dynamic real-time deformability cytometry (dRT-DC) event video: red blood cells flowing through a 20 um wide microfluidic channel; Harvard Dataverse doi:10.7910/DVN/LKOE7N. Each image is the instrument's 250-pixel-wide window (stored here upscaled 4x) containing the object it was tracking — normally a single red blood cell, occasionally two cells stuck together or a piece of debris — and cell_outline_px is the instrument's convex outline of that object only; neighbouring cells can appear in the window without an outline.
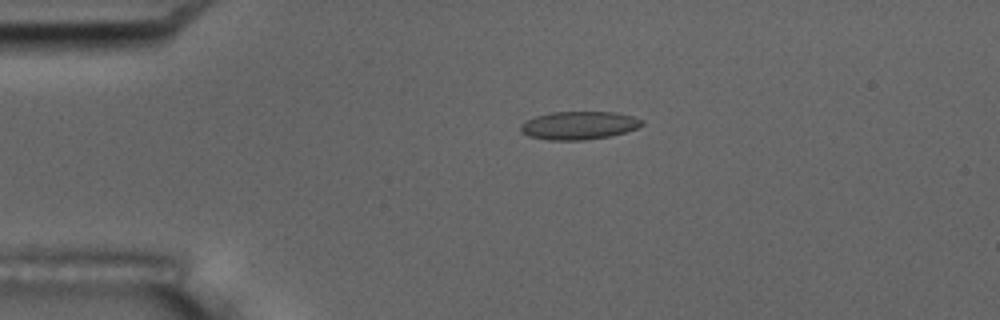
{"species": "common noctule bat (a hibernating species)", "species_latin": "Nyctalus noctula", "temperature_condition": "room temperature", "stored_images_in_passage": 4, "camera_frame_rate_fps": 3000, "um_per_image_px": 0.085, "animal": {"sex": "male", "body_mass_g": 17.5, "forearm_length_mm": 52.3}, "frame": {"image": 1, "passage_image": 4, "time_ms": 3.333, "image_size_px": [1000, 320], "cell_outline_px": [[644, 124], [636, 128], [624, 132], [608, 136], [584, 140], [548, 140], [528, 136], [520, 132], [520, 124], [524, 120], [536, 116], [552, 112], [616, 112], [632, 116], [644, 120]], "centroid_in_image_um": [49.17, 10.65], "position_along_channel_um": 35.8, "area_um2": 19.94}}